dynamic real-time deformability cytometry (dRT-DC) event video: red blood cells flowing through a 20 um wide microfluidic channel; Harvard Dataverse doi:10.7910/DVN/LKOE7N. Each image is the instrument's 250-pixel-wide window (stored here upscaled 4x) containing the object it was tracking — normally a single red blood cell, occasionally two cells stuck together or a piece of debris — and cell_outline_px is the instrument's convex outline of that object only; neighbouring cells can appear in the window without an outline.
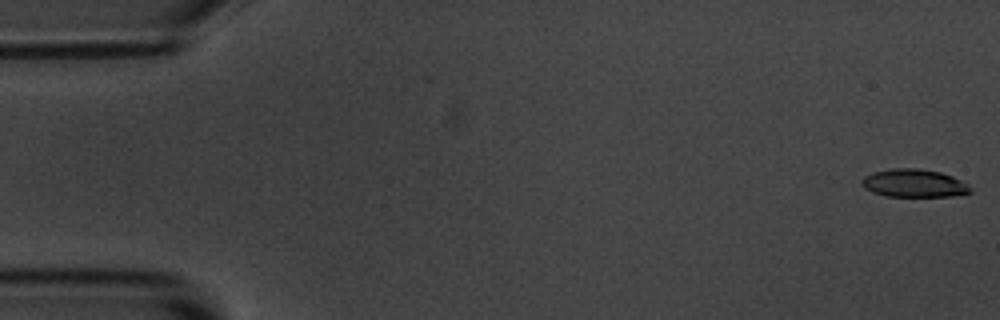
{"species": "common noctule bat (a hibernating species)", "species_latin": "Nyctalus noctula", "temperature_condition": "room temperature", "stored_images_in_passage": 8, "camera_frame_rate_fps": 3000, "um_per_image_px": 0.085, "animal": {"sex": "male", "body_mass_g": 20.1, "forearm_length_mm": 53.5}, "frame": {"image": 1, "passage_image": 1, "time_ms": 0.0, "image_size_px": [1000, 320], "cell_outline_px": [[972, 192], [952, 196], [888, 196], [872, 192], [864, 188], [860, 184], [860, 180], [864, 176], [872, 172], [892, 168], [916, 168], [940, 172], [952, 176], [968, 184], [972, 188]], "centroid_in_image_um": [77.66, 15.57], "position_along_channel_um": 7.3, "area_um2": 17.8}}